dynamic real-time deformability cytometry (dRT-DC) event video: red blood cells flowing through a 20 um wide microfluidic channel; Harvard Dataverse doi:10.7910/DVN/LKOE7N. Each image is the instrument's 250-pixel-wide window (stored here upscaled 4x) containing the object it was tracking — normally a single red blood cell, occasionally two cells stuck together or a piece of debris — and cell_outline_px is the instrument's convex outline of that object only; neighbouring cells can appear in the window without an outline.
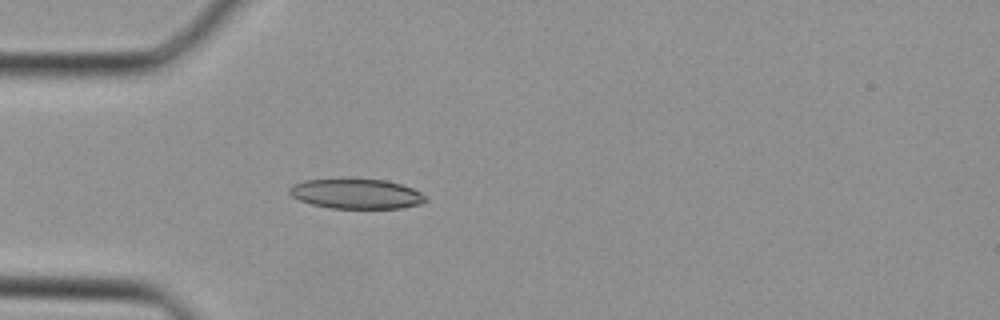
{"species": "Egyptian fruit bat (a non-hibernating species)", "species_latin": "Rousettus aegyptiacus", "temperature_condition": "cold", "stored_images_in_passage": 28, "camera_frame_rate_fps": 3000, "um_per_image_px": 0.085, "animal": {"sex": "female"}, "frame": {"image": 1, "passage_image": 1, "time_ms": 0.0, "image_size_px": [1000, 320], "cell_outline_px": [[428, 200], [420, 204], [400, 208], [328, 208], [312, 204], [300, 200], [292, 196], [288, 192], [288, 188], [292, 184], [304, 180], [388, 180], [412, 188], [420, 192]], "centroid_in_image_um": [30.27, 16.48], "position_along_channel_um": 54.7, "area_um2": 23.41}}
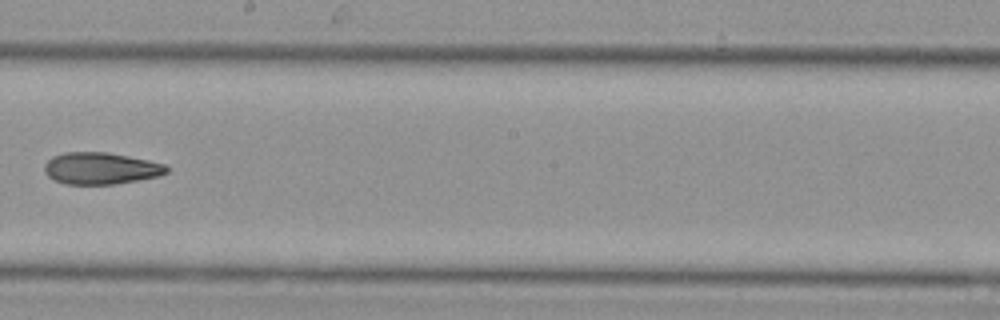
{"frame": {"image": 2, "passage_image": 12, "time_ms": 3.667, "image_size_px": [1000, 320], "cell_outline_px": [[168, 172], [160, 176], [116, 184], [64, 184], [48, 176], [44, 172], [44, 164], [52, 156], [64, 152], [108, 152], [148, 160], [164, 164], [168, 168]], "centroid_in_image_um": [8.55, 14.31], "position_along_channel_um": 239.6, "area_um2": 22.72}}
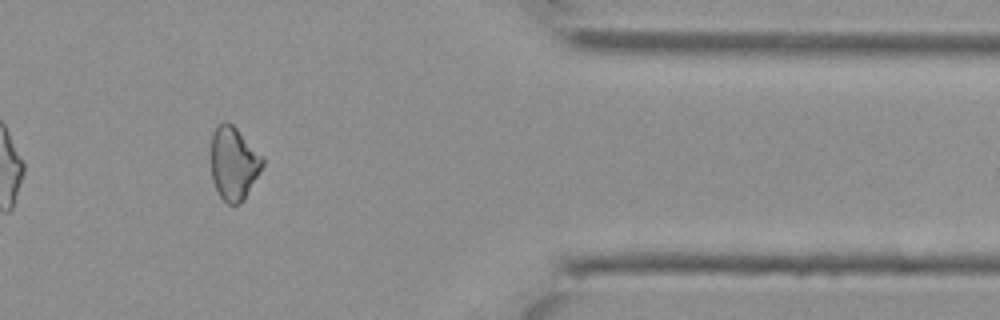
{"frame": {"image": 3, "passage_image": 22, "time_ms": 7.0, "image_size_px": [1000, 320], "cell_outline_px": [[264, 164], [260, 172], [244, 200], [240, 204], [228, 204], [220, 196], [212, 180], [212, 132], [224, 120], [232, 124], [264, 156]], "centroid_in_image_um": [19.89, 13.89], "position_along_channel_um": 391.5, "area_um2": 21.96}}